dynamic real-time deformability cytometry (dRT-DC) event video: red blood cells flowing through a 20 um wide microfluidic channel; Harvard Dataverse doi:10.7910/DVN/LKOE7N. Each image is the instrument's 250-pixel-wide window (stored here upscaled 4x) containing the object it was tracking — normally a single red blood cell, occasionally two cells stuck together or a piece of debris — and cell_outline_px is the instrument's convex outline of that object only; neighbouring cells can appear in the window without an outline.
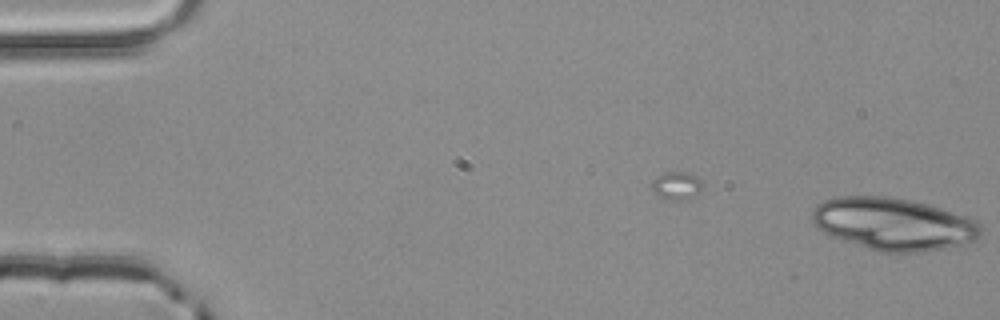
{"species": "common noctule bat (a hibernating species)", "species_latin": "Nyctalus noctula", "temperature_condition": "room temperature", "stored_images_in_passage": 3, "camera_frame_rate_fps": 3000, "um_per_image_px": 0.085, "animal": {"sex": "male", "body_mass_g": 20.4}, "frame": {"image": 1, "passage_image": 3, "time_ms": 0.667, "image_size_px": [1000, 320], "cell_outline_px": [[980, 236], [976, 240], [964, 244], [948, 248], [924, 252], [880, 252], [840, 240], [824, 232], [812, 220], [812, 212], [816, 204], [824, 200], [840, 196], [888, 196], [912, 200], [928, 204], [976, 220], [980, 224]], "centroid_in_image_um": [75.95, 19.04], "position_along_channel_um": 9.1, "area_um2": 51.56}}